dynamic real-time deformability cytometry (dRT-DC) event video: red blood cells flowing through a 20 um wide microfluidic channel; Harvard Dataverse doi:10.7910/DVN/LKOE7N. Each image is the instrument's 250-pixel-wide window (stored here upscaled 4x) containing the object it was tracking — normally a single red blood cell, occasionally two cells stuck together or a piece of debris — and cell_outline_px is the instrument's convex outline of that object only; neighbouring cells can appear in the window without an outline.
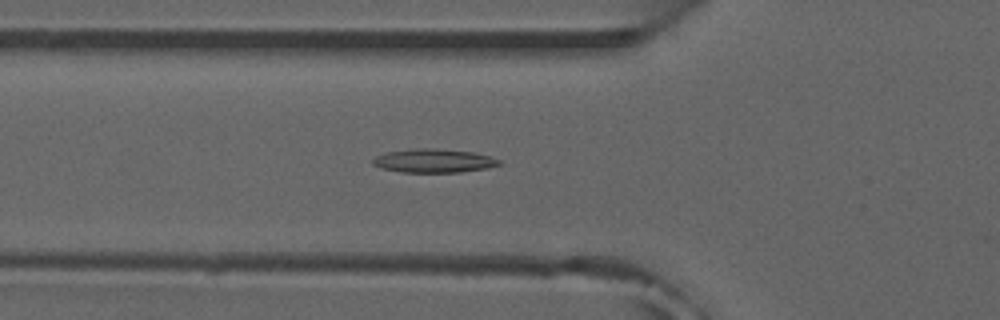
{"species": "common noctule bat (a hibernating species)", "species_latin": "Nyctalus noctula", "temperature_condition": "room temperature", "stored_images_in_passage": 34, "camera_frame_rate_fps": 3000, "um_per_image_px": 0.085, "animal": {"sex": "male", "forearm_length_mm": 52.5}, "frame": {"image": 1, "passage_image": 10, "time_ms": 3.0, "image_size_px": [1000, 320], "cell_outline_px": [[500, 164], [488, 168], [460, 172], [400, 172], [380, 168], [372, 164], [372, 160], [376, 156], [388, 152], [416, 148], [436, 148], [472, 152], [488, 156], [500, 160]], "centroid_in_image_um": [36.84, 13.67], "position_along_channel_um": 89.0, "area_um2": 17.34}}
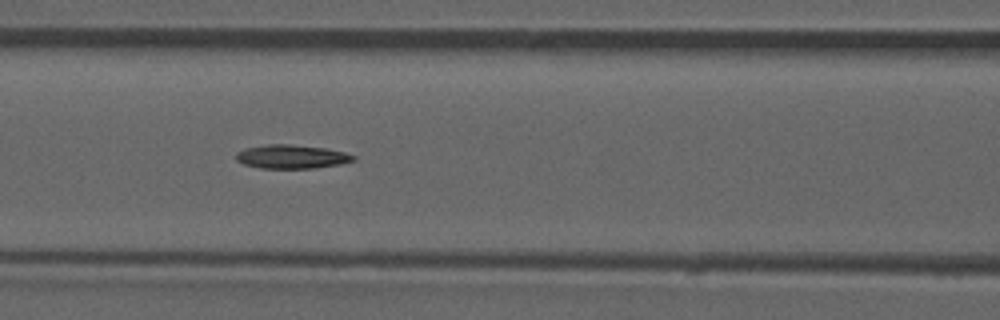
{"frame": {"image": 2, "passage_image": 14, "time_ms": 4.333, "image_size_px": [1000, 320], "cell_outline_px": [[356, 160], [340, 164], [316, 168], [260, 168], [244, 164], [236, 160], [236, 152], [244, 148], [268, 144], [292, 144], [324, 148], [344, 152], [356, 156]], "centroid_in_image_um": [24.78, 13.31], "position_along_channel_um": 141.8, "area_um2": 16.3}}